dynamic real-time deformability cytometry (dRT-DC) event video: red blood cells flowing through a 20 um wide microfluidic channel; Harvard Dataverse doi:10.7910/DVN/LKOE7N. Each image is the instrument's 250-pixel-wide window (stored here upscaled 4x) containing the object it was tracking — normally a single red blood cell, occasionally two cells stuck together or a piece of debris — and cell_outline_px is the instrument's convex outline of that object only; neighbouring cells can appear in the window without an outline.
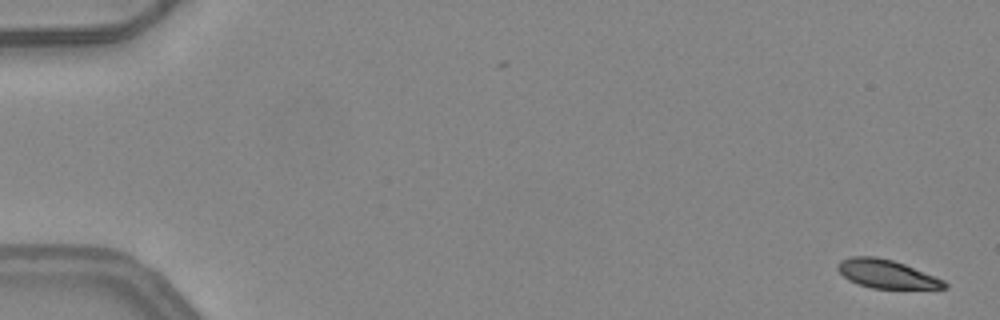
{"species": "common noctule bat (a hibernating species)", "species_latin": "Nyctalus noctula", "temperature_condition": "warm", "stored_images_in_passage": 7, "camera_frame_rate_fps": 3000, "um_per_image_px": 0.085, "animal": {"sex": "female", "body_mass_g": 24.6, "forearm_length_mm": 56.2}, "frame": {"image": 1, "passage_image": 1, "time_ms": 0.0, "image_size_px": [1000, 320], "cell_outline_px": [[948, 288], [872, 288], [856, 284], [848, 280], [836, 268], [836, 264], [840, 260], [852, 256], [876, 256], [892, 260], [904, 264], [944, 280], [948, 284]], "centroid_in_image_um": [75.31, 23.28], "position_along_channel_um": 9.7, "area_um2": 17.63}}
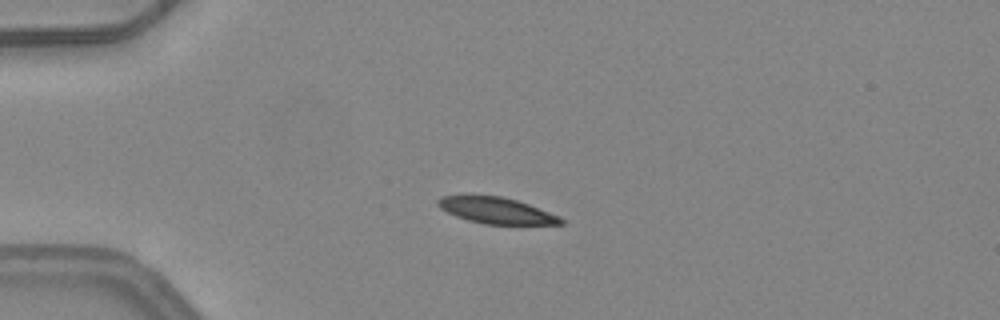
{"frame": {"image": 2, "passage_image": 4, "time_ms": 1.0, "image_size_px": [1000, 320], "cell_outline_px": [[564, 224], [484, 224], [468, 220], [456, 216], [440, 208], [436, 204], [436, 200], [440, 196], [500, 196], [516, 200], [528, 204], [560, 216], [564, 220]], "centroid_in_image_um": [42.19, 17.9], "position_along_channel_um": 42.8, "area_um2": 18.55}}